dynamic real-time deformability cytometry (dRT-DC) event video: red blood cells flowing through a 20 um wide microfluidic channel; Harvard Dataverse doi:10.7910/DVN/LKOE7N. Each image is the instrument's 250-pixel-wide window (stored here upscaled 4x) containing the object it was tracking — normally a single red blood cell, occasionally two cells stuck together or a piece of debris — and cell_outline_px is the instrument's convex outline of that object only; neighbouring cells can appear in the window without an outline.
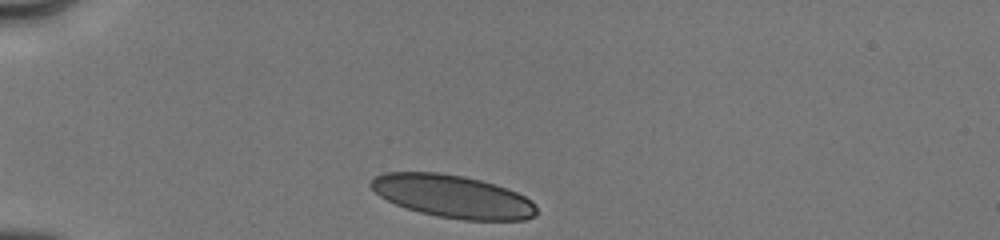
{"species": "human", "species_latin": "Homo sapiens", "temperature_condition": "cold", "stored_images_in_passage": 14, "camera_frame_rate_fps": 3000, "um_per_image_px": 0.085, "donor": {"sex": "male"}, "frame": {"image": 1, "passage_image": 1, "time_ms": 0.0, "image_size_px": [1000, 240], "cell_outline_px": [[536, 216], [524, 220], [464, 220], [436, 216], [420, 212], [396, 204], [380, 196], [368, 184], [376, 176], [384, 172], [440, 172], [464, 176], [480, 180], [516, 192], [532, 200], [536, 208]], "centroid_in_image_um": [38.48, 16.69], "position_along_channel_um": 46.5, "area_um2": 41.04}}
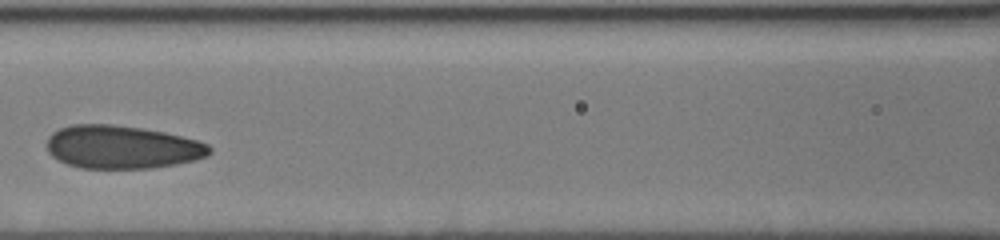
{"frame": {"image": 2, "passage_image": 7, "time_ms": 3.667, "image_size_px": [1000, 240], "cell_outline_px": [[212, 152], [208, 156], [196, 160], [176, 164], [152, 168], [80, 168], [68, 164], [52, 156], [48, 152], [48, 136], [52, 132], [60, 128], [72, 124], [112, 124], [140, 128], [164, 132], [196, 140], [208, 144], [212, 148]], "centroid_in_image_um": [10.38, 12.5], "position_along_channel_um": 156.2, "area_um2": 40.92}}
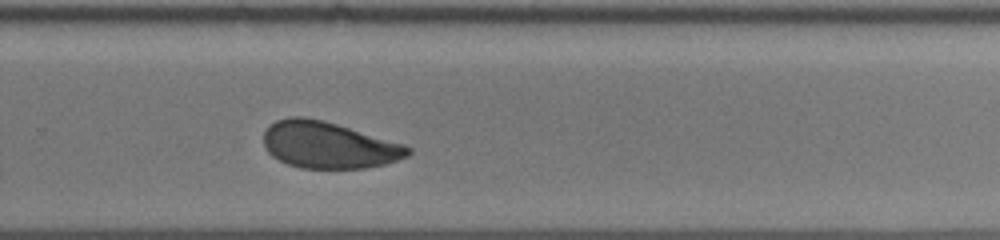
{"frame": {"image": 3, "passage_image": 14, "time_ms": 7.333, "image_size_px": [1000, 240], "cell_outline_px": [[412, 152], [408, 156], [384, 164], [364, 168], [300, 168], [288, 164], [272, 156], [264, 148], [264, 132], [268, 124], [276, 120], [292, 116], [304, 116], [324, 120], [404, 144], [412, 148]], "centroid_in_image_um": [27.9, 12.32], "position_along_channel_um": 301.9, "area_um2": 39.3}}